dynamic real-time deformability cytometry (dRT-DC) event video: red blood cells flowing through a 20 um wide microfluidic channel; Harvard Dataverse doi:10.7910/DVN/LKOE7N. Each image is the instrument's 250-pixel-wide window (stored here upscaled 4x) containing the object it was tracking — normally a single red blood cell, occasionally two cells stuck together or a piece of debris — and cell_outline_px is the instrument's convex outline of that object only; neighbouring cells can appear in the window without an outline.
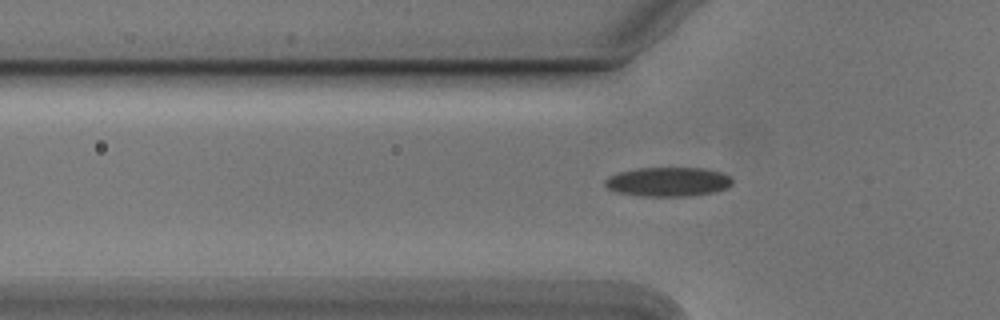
{"species": "Egyptian fruit bat (a non-hibernating species)", "species_latin": "Rousettus aegyptiacus", "temperature_condition": "cold", "stored_images_in_passage": 31, "camera_frame_rate_fps": 3000, "um_per_image_px": 0.085, "animal": {"sex": "male"}, "frame": {"image": 1, "passage_image": 2, "time_ms": 0.333, "image_size_px": [1000, 320], "cell_outline_px": [[732, 184], [728, 188], [716, 192], [688, 196], [640, 196], [616, 192], [608, 188], [604, 184], [604, 180], [608, 176], [620, 172], [636, 168], [704, 168], [720, 172], [728, 176], [732, 180]], "centroid_in_image_um": [56.77, 15.46], "position_along_channel_um": 69.0, "area_um2": 21.79}}
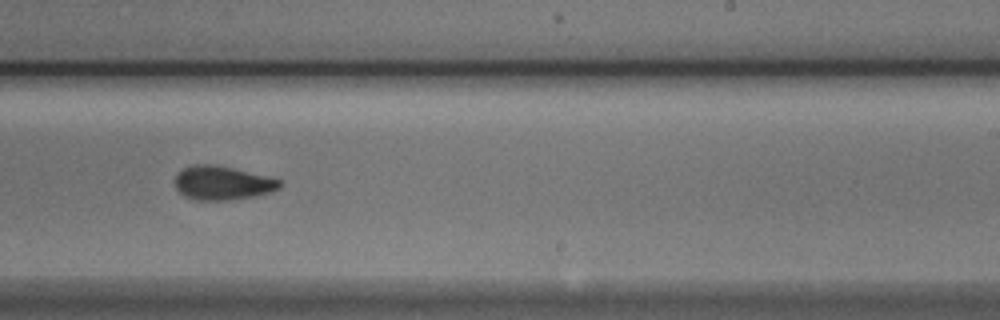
{"frame": {"image": 2, "passage_image": 18, "time_ms": 5.667, "image_size_px": [1000, 320], "cell_outline_px": [[284, 184], [280, 188], [272, 192], [256, 196], [228, 200], [196, 200], [184, 196], [176, 188], [176, 172], [192, 164], [212, 164], [232, 168], [280, 180]], "centroid_in_image_um": [18.9, 15.56], "position_along_channel_um": 270.1, "area_um2": 20.63}}
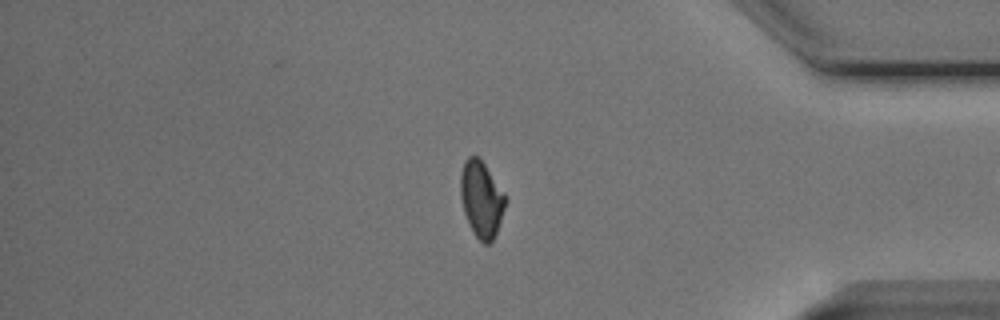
{"frame": {"image": 3, "passage_image": 30, "time_ms": 9.667, "image_size_px": [1000, 320], "cell_outline_px": [[508, 200], [496, 232], [492, 240], [488, 244], [484, 244], [472, 232], [468, 224], [464, 212], [460, 196], [460, 172], [464, 160], [468, 156], [476, 156], [484, 164]], "centroid_in_image_um": [40.89, 16.93], "position_along_channel_um": 394.3, "area_um2": 19.83}}